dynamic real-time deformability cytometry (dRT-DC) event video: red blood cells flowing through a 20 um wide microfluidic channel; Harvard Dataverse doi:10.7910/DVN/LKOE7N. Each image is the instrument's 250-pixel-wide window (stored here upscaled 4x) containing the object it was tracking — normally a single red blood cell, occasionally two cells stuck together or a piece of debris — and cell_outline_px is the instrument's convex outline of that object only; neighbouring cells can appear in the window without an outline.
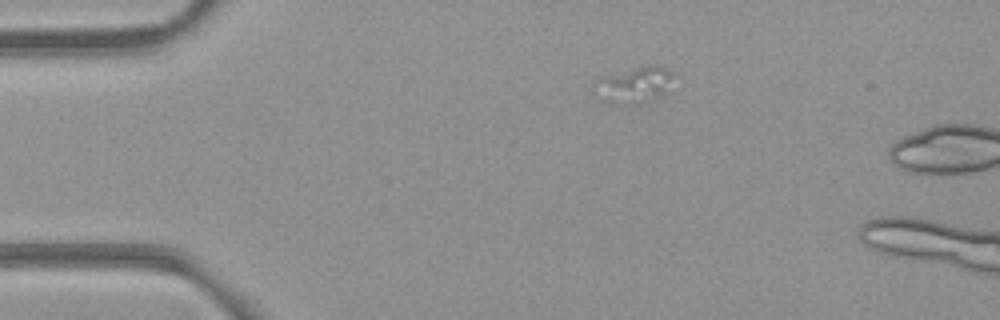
{"species": "common noctule bat (a hibernating species)", "species_latin": "Nyctalus noctula", "temperature_condition": "room temperature", "stored_images_in_passage": 4, "camera_frame_rate_fps": 3000, "um_per_image_px": 0.085, "animal": {"sex": "female", "body_mass_g": 21.9}, "frame": {"image": 1, "passage_image": 1, "time_ms": 0.0, "image_size_px": [1000, 320], "cell_outline_px": [[676, 76], [664, 92], [652, 96], [616, 88], [600, 80], [604, 76], [648, 64], [656, 64], [672, 72]], "centroid_in_image_um": [54.56, 6.77], "position_along_channel_um": 30.4, "area_um2": 10.87}}